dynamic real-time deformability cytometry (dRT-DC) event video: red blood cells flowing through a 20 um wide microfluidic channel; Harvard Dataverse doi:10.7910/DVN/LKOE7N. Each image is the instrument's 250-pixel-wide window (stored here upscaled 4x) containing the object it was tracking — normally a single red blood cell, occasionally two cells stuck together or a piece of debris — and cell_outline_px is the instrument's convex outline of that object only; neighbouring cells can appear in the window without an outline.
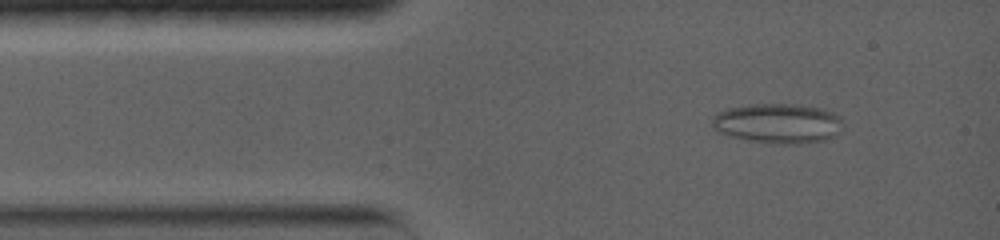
{"species": "common noctule bat (a hibernating species)", "species_latin": "Nyctalus noctula", "temperature_condition": "warm", "stored_images_in_passage": 91, "camera_frame_rate_fps": 5000, "um_per_image_px": 0.085, "animal": {"sex": "female", "body_mass_g": 19.0, "forearm_length_mm": 56.7}, "frame": {"image": 1, "passage_image": 8, "time_ms": 1.4, "image_size_px": [1000, 240], "cell_outline_px": [[840, 132], [836, 136], [824, 140], [792, 144], [780, 144], [748, 140], [716, 132], [712, 128], [712, 116], [716, 112], [728, 108], [752, 104], [796, 104], [824, 108], [840, 116]], "centroid_in_image_um": [66.09, 10.48], "position_along_channel_um": 18.9, "area_um2": 30.52}}
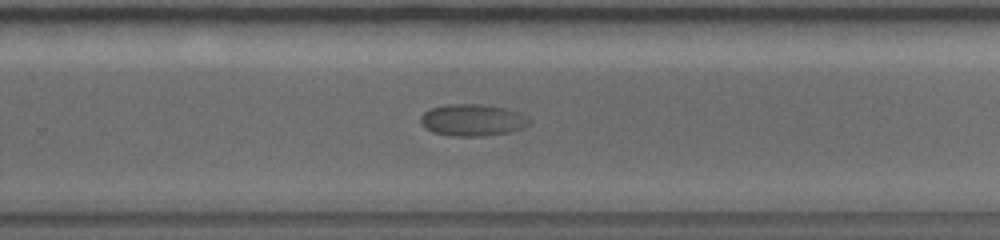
{"frame": {"image": 2, "passage_image": 51, "time_ms": 10.0, "image_size_px": [1000, 240], "cell_outline_px": [[532, 120], [524, 128], [508, 132], [484, 136], [452, 136], [432, 132], [424, 128], [420, 120], [420, 116], [424, 112], [432, 108], [444, 104], [480, 104], [508, 108], [528, 116]], "centroid_in_image_um": [40.17, 10.2], "position_along_channel_um": 289.6, "area_um2": 20.4}}
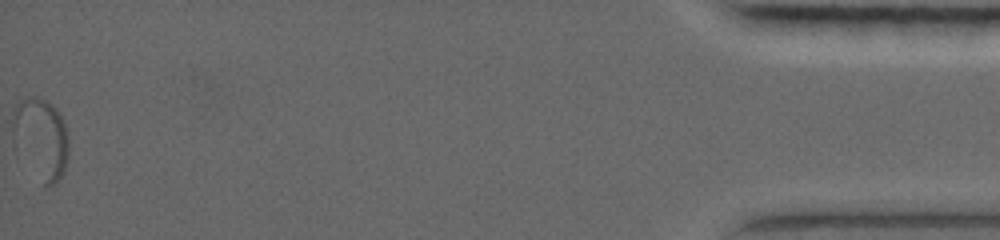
{"frame": {"image": 3, "passage_image": 91, "time_ms": 18.0, "image_size_px": [1000, 240], "cell_outline_px": [[68, 160], [64, 172], [56, 184], [44, 188], [12, 140], [12, 108], [20, 100], [28, 96], [36, 96], [52, 104], [56, 108], [64, 124], [68, 136]], "centroid_in_image_um": [3.47, 11.77], "position_along_channel_um": 431.7, "area_um2": 26.82}}